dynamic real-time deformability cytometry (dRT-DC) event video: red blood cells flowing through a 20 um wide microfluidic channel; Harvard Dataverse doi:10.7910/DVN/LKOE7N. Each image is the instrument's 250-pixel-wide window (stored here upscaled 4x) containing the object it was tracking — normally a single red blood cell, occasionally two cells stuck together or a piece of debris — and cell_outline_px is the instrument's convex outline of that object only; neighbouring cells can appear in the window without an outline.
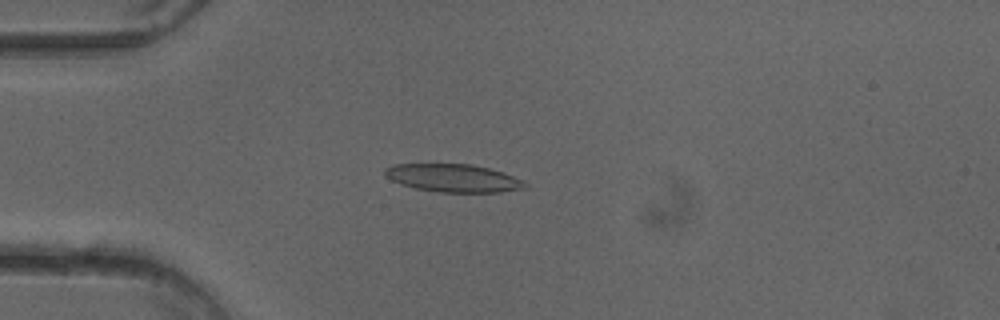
{"species": "common noctule bat (a hibernating species)", "species_latin": "Nyctalus noctula", "temperature_condition": "cold", "stored_images_in_passage": 30, "camera_frame_rate_fps": 3000, "um_per_image_px": 0.085, "animal": {"sex": "female"}, "frame": {"image": 1, "passage_image": 3, "time_ms": 0.667, "image_size_px": [1000, 320], "cell_outline_px": [[528, 184], [524, 188], [500, 192], [440, 192], [416, 188], [400, 184], [384, 176], [384, 168], [392, 164], [472, 164], [504, 172], [524, 180]], "centroid_in_image_um": [38.52, 15.13], "position_along_channel_um": 46.5, "area_um2": 22.89}}
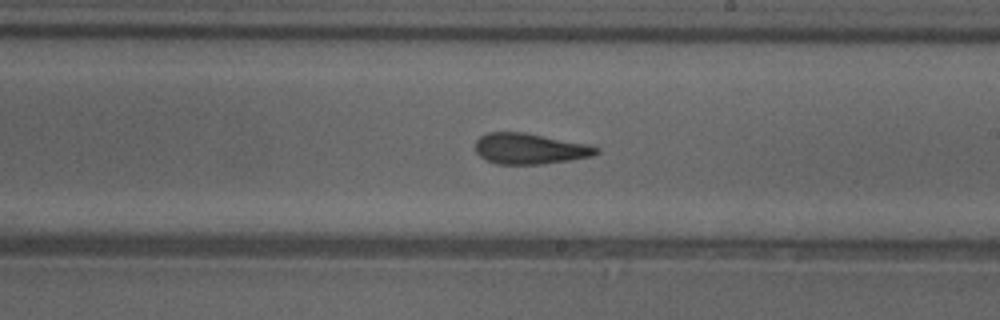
{"frame": {"image": 2, "passage_image": 19, "time_ms": 6.0, "image_size_px": [1000, 320], "cell_outline_px": [[600, 152], [592, 156], [568, 160], [540, 164], [496, 164], [480, 156], [476, 152], [476, 140], [480, 136], [488, 132], [524, 132], [588, 144], [600, 148]], "centroid_in_image_um": [45.04, 12.63], "position_along_channel_um": 244.0, "area_um2": 21.62}}
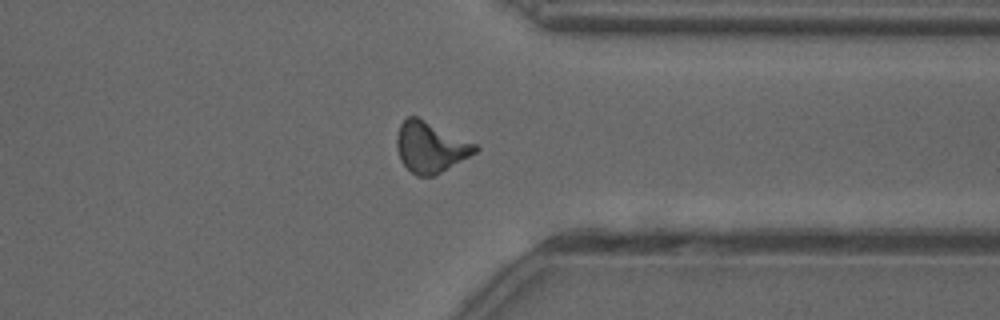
{"frame": {"image": 3, "passage_image": 29, "time_ms": 9.333, "image_size_px": [1000, 320], "cell_outline_px": [[480, 148], [476, 152], [440, 172], [432, 176], [416, 176], [400, 160], [396, 148], [396, 136], [400, 124], [408, 116], [416, 116], [476, 144]], "centroid_in_image_um": [36.55, 12.5], "position_along_channel_um": 374.9, "area_um2": 22.77}, "authors_computed_cell_mechanics": {"area_um2": 21.9929, "velocity_mm_per_s": 4.032, "shape_relaxation_time_tau1_ms": 6.5979, "shape_relaxation_time_tau2_ms": 2.2522, "deformation_change_tau1": 0.2108, "deformation_change_tau2": 0.117}}